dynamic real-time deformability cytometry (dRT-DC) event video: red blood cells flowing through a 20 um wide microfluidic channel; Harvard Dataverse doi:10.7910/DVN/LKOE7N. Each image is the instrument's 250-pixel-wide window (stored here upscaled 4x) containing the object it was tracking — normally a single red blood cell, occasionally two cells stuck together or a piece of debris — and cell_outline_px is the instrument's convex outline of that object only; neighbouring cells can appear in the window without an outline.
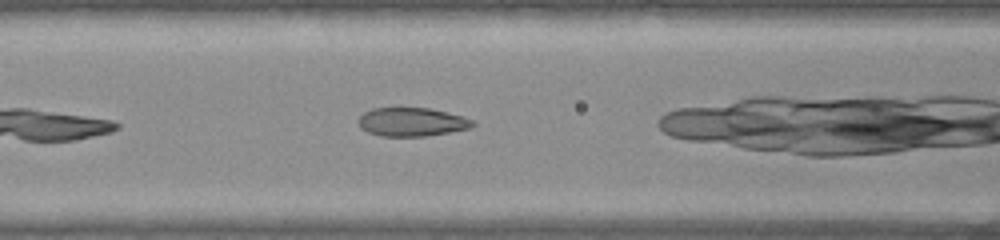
{"species": "common noctule bat (a hibernating species)", "species_latin": "Nyctalus noctula", "temperature_condition": "warm", "stored_images_in_passage": 11, "camera_frame_rate_fps": 3000, "um_per_image_px": 0.085, "animal": {"sex": "female", "body_mass_g": 22.0, "forearm_length_mm": 56.7}, "frame": {"image": 1, "passage_image": 5, "time_ms": 1.333, "image_size_px": [1000, 240], "cell_outline_px": [[476, 124], [472, 128], [424, 136], [380, 136], [368, 132], [360, 128], [356, 120], [364, 112], [372, 108], [428, 108], [460, 116], [472, 120]], "centroid_in_image_um": [34.95, 10.37], "position_along_channel_um": 131.7, "area_um2": 18.96}}